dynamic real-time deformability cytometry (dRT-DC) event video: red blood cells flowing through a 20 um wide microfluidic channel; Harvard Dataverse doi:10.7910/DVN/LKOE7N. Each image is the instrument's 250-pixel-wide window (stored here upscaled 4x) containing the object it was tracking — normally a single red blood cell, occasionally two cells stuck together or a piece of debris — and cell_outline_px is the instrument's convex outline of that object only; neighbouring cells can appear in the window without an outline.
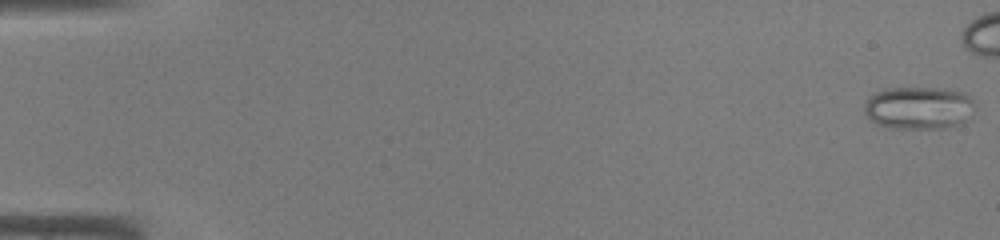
{"species": "common noctule bat (a hibernating species)", "species_latin": "Nyctalus noctula", "temperature_condition": "warm", "stored_images_in_passage": 40, "segment_of_instrument_passage": [1, 2], "camera_frame_rate_fps": 3000, "um_per_image_px": 0.085, "animal": {"sex": "male", "body_mass_g": 19.0, "forearm_length_mm": 50.8}, "frame": {"image": 1, "passage_image": 1, "time_ms": 0.0, "image_size_px": [1000, 240], "cell_outline_px": [[976, 104], [964, 120], [960, 124], [944, 128], [896, 128], [876, 124], [864, 116], [864, 104], [868, 96], [884, 88], [944, 88], [964, 92]], "centroid_in_image_um": [78.03, 9.15], "position_along_channel_um": 7.0, "area_um2": 27.63}}